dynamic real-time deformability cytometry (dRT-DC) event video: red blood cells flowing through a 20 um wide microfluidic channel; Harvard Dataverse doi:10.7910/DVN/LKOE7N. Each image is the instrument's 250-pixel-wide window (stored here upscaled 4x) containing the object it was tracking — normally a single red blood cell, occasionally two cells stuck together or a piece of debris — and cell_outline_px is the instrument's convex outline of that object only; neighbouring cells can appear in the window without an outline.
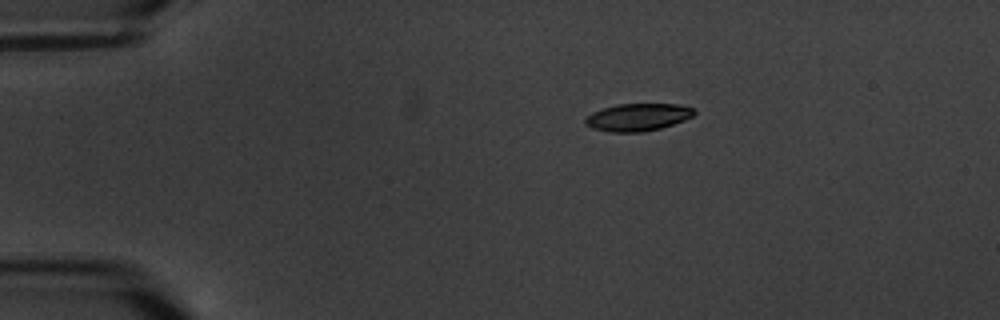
{"species": "common noctule bat (a hibernating species)", "species_latin": "Nyctalus noctula", "temperature_condition": "warm", "stored_images_in_passage": 3, "camera_frame_rate_fps": 3000, "um_per_image_px": 0.085, "animal": {"sex": "male", "body_mass_g": 20.1, "forearm_length_mm": 53.5}, "frame": {"image": 1, "passage_image": 1, "time_ms": 0.0, "image_size_px": [1000, 320], "cell_outline_px": [[696, 112], [692, 116], [684, 120], [660, 128], [644, 132], [612, 132], [592, 128], [584, 124], [584, 120], [592, 112], [604, 108], [620, 104], [680, 104], [692, 108]], "centroid_in_image_um": [54.21, 9.96], "position_along_channel_um": 30.8, "area_um2": 17.28}}